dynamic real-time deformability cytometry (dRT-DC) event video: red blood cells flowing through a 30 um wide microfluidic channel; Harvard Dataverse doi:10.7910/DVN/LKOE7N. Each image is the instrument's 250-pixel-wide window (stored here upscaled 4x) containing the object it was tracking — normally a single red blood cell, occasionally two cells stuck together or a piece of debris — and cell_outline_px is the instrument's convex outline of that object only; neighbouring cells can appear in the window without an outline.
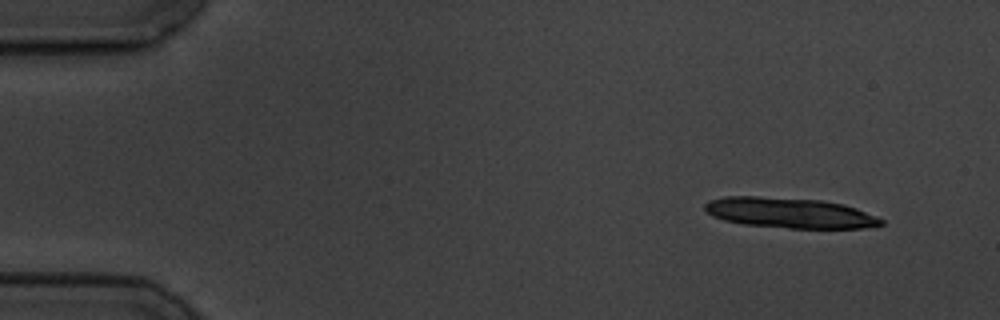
{"species": "common noctule bat (a hibernating species)", "species_latin": "Nyctalus noctula", "temperature_condition": "cold", "stored_images_in_passage": 9, "camera_frame_rate_fps": 3000, "um_per_image_px": 0.085, "animal": {"sex": "male", "body_mass_g": 19.5, "forearm_length_mm": 54.6}, "frame": {"image": 1, "passage_image": 1, "time_ms": 0.0, "image_size_px": [1000, 320], "cell_outline_px": [[884, 224], [864, 228], [788, 228], [744, 224], [724, 220], [712, 216], [704, 208], [704, 204], [708, 200], [724, 196], [756, 196], [824, 200], [844, 204], [856, 208], [876, 216], [884, 220]], "centroid_in_image_um": [67.11, 18.08], "position_along_channel_um": 17.9, "area_um2": 31.33}}
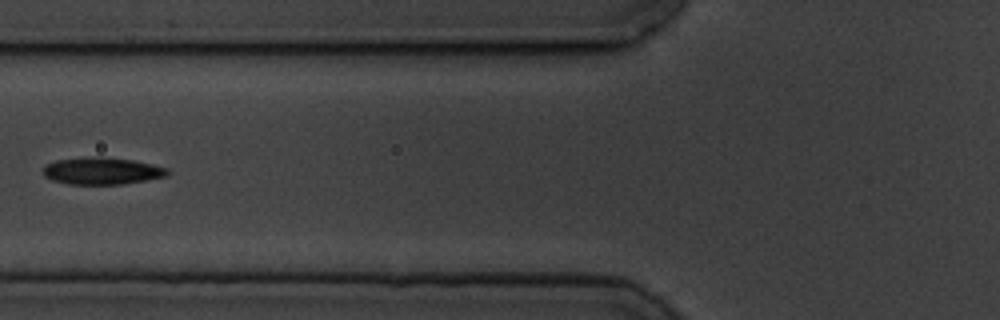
{"frame": {"image": 2, "passage_image": 6, "time_ms": 6.0, "image_size_px": [1000, 320], "cell_outline_px": [[168, 172], [164, 176], [144, 180], [120, 184], [68, 184], [52, 180], [44, 176], [44, 168], [48, 164], [56, 160], [88, 156], [100, 156], [132, 160], [152, 164], [168, 168]], "centroid_in_image_um": [8.63, 14.51], "position_along_channel_um": 117.2, "area_um2": 19.42}}
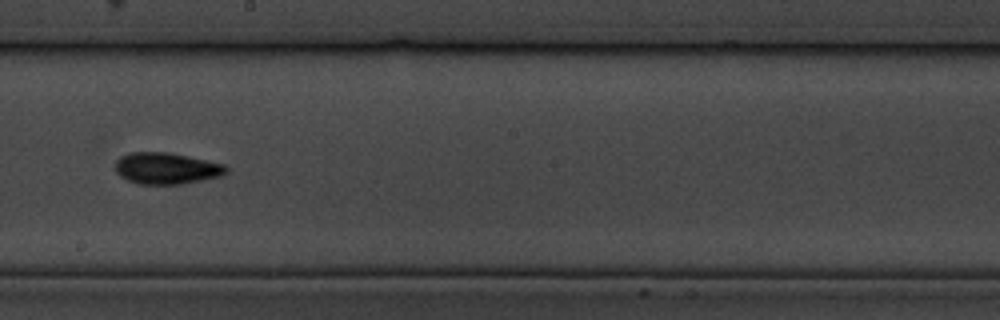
{"frame": {"image": 3, "passage_image": 9, "time_ms": 9.333, "image_size_px": [1000, 320], "cell_outline_px": [[228, 172], [220, 176], [180, 184], [136, 184], [120, 176], [116, 172], [116, 160], [120, 156], [128, 152], [168, 152], [188, 156], [224, 164], [228, 168]], "centroid_in_image_um": [14.12, 14.3], "position_along_channel_um": 234.1, "area_um2": 20.35}}